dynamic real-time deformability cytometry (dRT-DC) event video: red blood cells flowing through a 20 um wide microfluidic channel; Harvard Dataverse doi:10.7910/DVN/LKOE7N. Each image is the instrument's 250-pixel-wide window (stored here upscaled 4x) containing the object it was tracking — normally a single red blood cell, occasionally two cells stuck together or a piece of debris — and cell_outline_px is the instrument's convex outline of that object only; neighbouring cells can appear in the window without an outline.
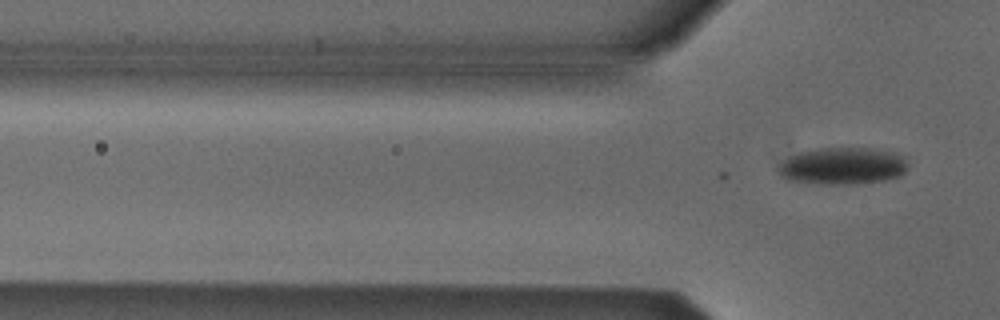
{"species": "Egyptian fruit bat (a non-hibernating species)", "species_latin": "Rousettus aegyptiacus", "temperature_condition": "cold", "stored_images_in_passage": 6, "segment_of_instrument_passage": [2, 2], "camera_frame_rate_fps": 3000, "um_per_image_px": 0.085, "animal": {"sex": "male"}, "frame": {"image": 1, "passage_image": 6, "time_ms": 7.0, "image_size_px": [1000, 320], "cell_outline_px": [[908, 164], [904, 172], [900, 176], [884, 180], [856, 184], [820, 184], [788, 180], [780, 176], [776, 168], [784, 160], [800, 152], [820, 148], [868, 148], [900, 156]], "centroid_in_image_um": [71.56, 14.13], "position_along_channel_um": 54.2, "area_um2": 27.57}}